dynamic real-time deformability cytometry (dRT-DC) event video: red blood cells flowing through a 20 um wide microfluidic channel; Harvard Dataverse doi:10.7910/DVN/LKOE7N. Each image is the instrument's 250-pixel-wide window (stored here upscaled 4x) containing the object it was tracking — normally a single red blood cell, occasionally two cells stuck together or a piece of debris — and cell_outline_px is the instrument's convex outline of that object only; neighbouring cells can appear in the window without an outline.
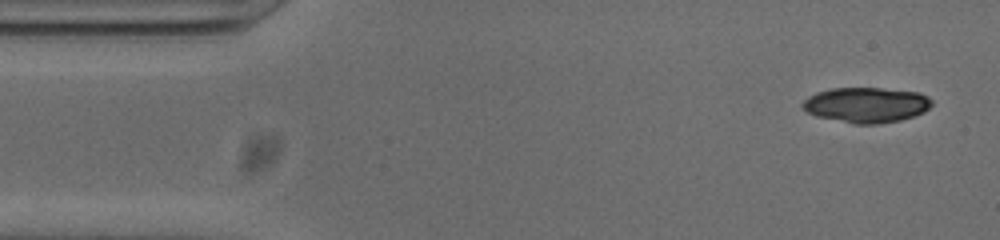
{"species": "common noctule bat (a hibernating species)", "species_latin": "Nyctalus noctula", "temperature_condition": "cold", "stored_images_in_passage": 51, "camera_frame_rate_fps": 3000, "um_per_image_px": 0.085, "animal": {"sex": "male", "body_mass_g": 20.0, "forearm_length_mm": 53.3}, "frame": {"image": 1, "passage_image": 2, "time_ms": 0.333, "image_size_px": [1000, 240], "cell_outline_px": [[932, 104], [924, 112], [900, 120], [876, 124], [856, 124], [816, 116], [808, 112], [800, 104], [808, 96], [816, 92], [832, 88], [880, 88], [920, 92], [928, 96], [932, 100]], "centroid_in_image_um": [73.64, 8.91], "position_along_channel_um": 11.4, "area_um2": 26.53}}
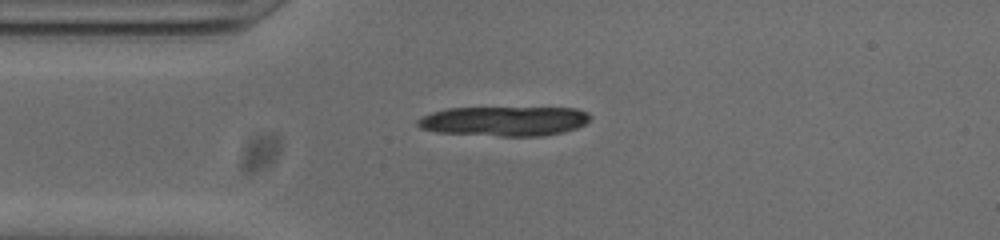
{"frame": {"image": 2, "passage_image": 11, "time_ms": 3.333, "image_size_px": [1000, 240], "cell_outline_px": [[592, 116], [584, 124], [576, 128], [544, 136], [500, 136], [436, 132], [420, 128], [416, 124], [416, 120], [432, 112], [448, 108], [576, 108], [588, 112]], "centroid_in_image_um": [42.85, 10.29], "position_along_channel_um": 42.1, "area_um2": 29.77}, "authors_computed_cell_mechanics": {"area_um2": 25.7788, "velocity_mm_per_s": 3.7916, "shape_relaxation_time_tau1_ms": 2.4559, "shape_relaxation_time_tau2_ms": 4.3381, "deformation_change_tau1": 0.1725, "deformation_change_tau2": 0.0957}}